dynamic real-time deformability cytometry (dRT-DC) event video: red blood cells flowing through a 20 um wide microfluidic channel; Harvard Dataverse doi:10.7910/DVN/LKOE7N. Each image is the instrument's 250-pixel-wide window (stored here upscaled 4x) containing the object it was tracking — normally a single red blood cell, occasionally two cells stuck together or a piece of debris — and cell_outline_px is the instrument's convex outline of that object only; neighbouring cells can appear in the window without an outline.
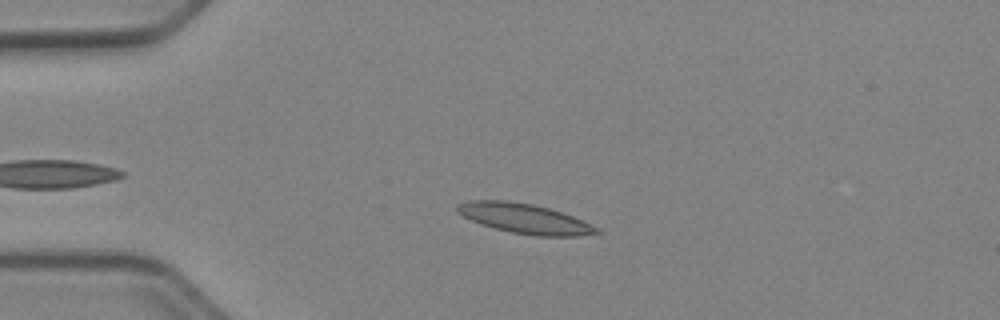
{"species": "Egyptian fruit bat (a non-hibernating species)", "species_latin": "Rousettus aegyptiacus", "temperature_condition": "cold", "stored_images_in_passage": 37, "camera_frame_rate_fps": 3000, "um_per_image_px": 0.085, "animal": {"sex": "female"}, "frame": {"image": 1, "passage_image": 8, "time_ms": 2.333, "image_size_px": [1000, 320], "cell_outline_px": [[600, 232], [580, 236], [536, 236], [512, 232], [480, 224], [456, 212], [456, 204], [468, 200], [504, 200], [532, 204], [548, 208], [572, 216], [600, 228]], "centroid_in_image_um": [44.57, 18.57], "position_along_channel_um": 40.4, "area_um2": 24.04}}
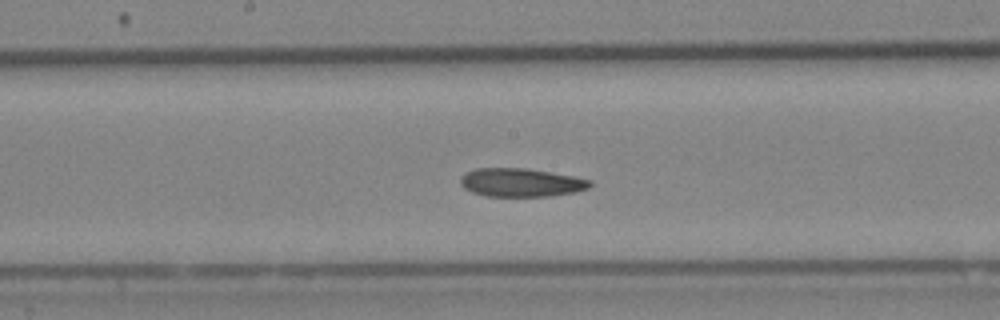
{"frame": {"image": 2, "passage_image": 23, "time_ms": 7.333, "image_size_px": [1000, 320], "cell_outline_px": [[592, 184], [588, 188], [572, 192], [552, 196], [484, 196], [472, 192], [464, 188], [460, 184], [460, 176], [476, 168], [524, 168], [572, 176], [592, 180]], "centroid_in_image_um": [44.25, 15.52], "position_along_channel_um": 204.0, "area_um2": 21.33}}
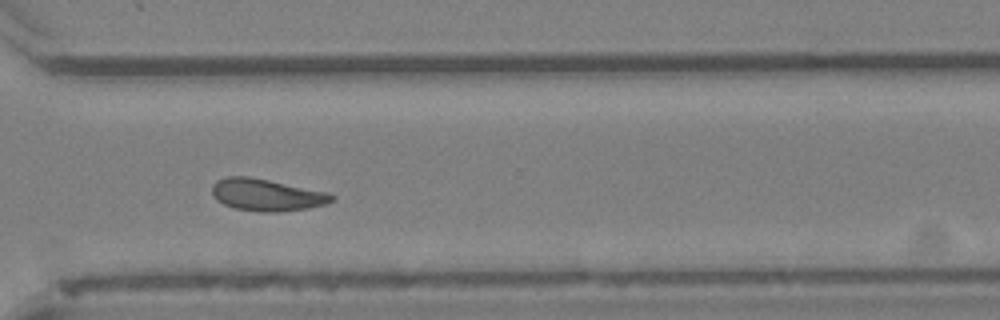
{"frame": {"image": 3, "passage_image": 34, "time_ms": 11.0, "image_size_px": [1000, 320], "cell_outline_px": [[336, 196], [332, 200], [324, 204], [308, 208], [276, 212], [260, 212], [236, 208], [224, 204], [216, 200], [212, 192], [212, 184], [216, 180], [228, 176], [248, 176], [328, 192]], "centroid_in_image_um": [22.64, 16.56], "position_along_channel_um": 348.0, "area_um2": 22.2}, "authors_computed_cell_mechanics": {"area_um2": 22.3108, "velocity_mm_per_s": 3.9068, "shape_relaxation_time_tau1_ms": null, "shape_relaxation_time_tau2_ms": 5.252, "deformation_change_tau1": null, "deformation_change_tau2": 0.1136}}